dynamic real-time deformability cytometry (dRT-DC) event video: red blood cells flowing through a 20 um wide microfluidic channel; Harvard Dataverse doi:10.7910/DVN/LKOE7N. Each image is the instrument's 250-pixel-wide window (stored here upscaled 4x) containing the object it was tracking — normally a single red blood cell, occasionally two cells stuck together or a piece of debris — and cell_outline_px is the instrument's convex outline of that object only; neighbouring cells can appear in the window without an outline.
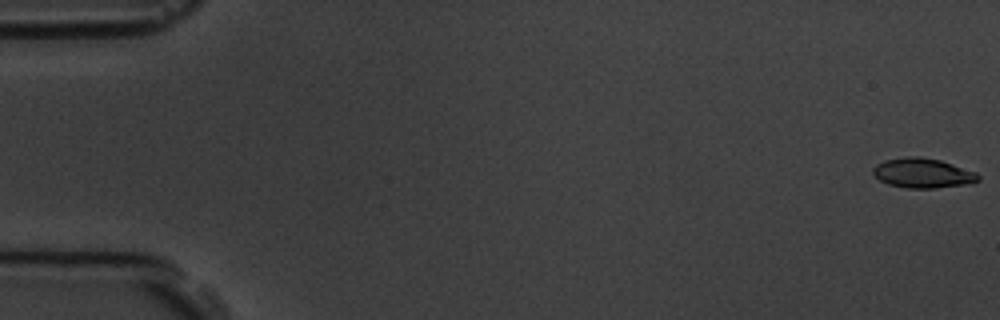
{"species": "common noctule bat (a hibernating species)", "species_latin": "Nyctalus noctula", "temperature_condition": "room temperature", "stored_images_in_passage": 6, "camera_frame_rate_fps": 3000, "um_per_image_px": 0.085, "animal": {"sex": "male", "body_mass_g": 19.5, "forearm_length_mm": 54.6}, "frame": {"image": 1, "passage_image": 1, "time_ms": 0.0, "image_size_px": [1000, 320], "cell_outline_px": [[980, 180], [972, 184], [936, 188], [908, 188], [888, 184], [880, 180], [872, 172], [872, 168], [876, 164], [888, 160], [908, 156], [920, 156], [940, 160], [976, 172], [980, 176]], "centroid_in_image_um": [78.47, 14.72], "position_along_channel_um": 6.5, "area_um2": 18.26}}
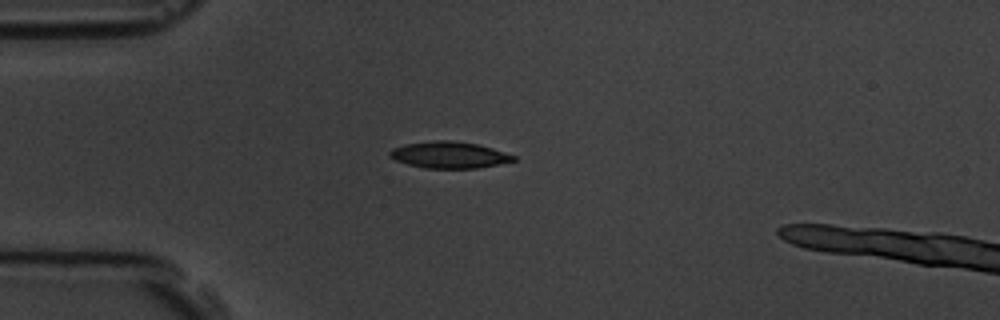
{"frame": {"image": 2, "passage_image": 5, "time_ms": 4.667, "image_size_px": [1000, 320], "cell_outline_px": [[516, 160], [476, 168], [424, 168], [408, 164], [396, 160], [388, 156], [388, 152], [392, 148], [404, 144], [436, 140], [448, 140], [476, 144], [492, 148], [516, 156]], "centroid_in_image_um": [38.13, 13.16], "position_along_channel_um": 46.9, "area_um2": 18.96}}